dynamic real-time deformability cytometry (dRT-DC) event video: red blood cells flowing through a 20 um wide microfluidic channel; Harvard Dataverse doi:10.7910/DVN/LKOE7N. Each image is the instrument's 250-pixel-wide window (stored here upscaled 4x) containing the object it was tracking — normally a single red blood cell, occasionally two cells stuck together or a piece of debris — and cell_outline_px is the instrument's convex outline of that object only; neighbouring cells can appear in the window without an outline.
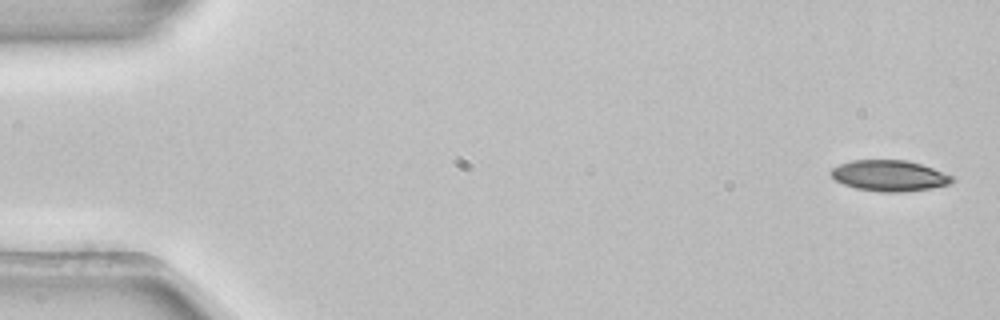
{"species": "common noctule bat (a hibernating species)", "species_latin": "Nyctalus noctula", "temperature_condition": "room temperature", "stored_images_in_passage": 4, "camera_frame_rate_fps": 3000, "um_per_image_px": 0.085, "animal": {"sex": "female", "body_mass_g": 22.7, "forearm_length_mm": 54.2}, "frame": {"image": 1, "passage_image": 1, "time_ms": 0.0, "image_size_px": [1000, 320], "cell_outline_px": [[956, 180], [948, 184], [932, 188], [904, 192], [884, 192], [856, 188], [844, 184], [836, 180], [828, 172], [832, 168], [840, 164], [852, 160], [904, 160], [920, 164], [932, 168], [952, 176]], "centroid_in_image_um": [75.58, 14.93], "position_along_channel_um": 9.4, "area_um2": 21.68}}
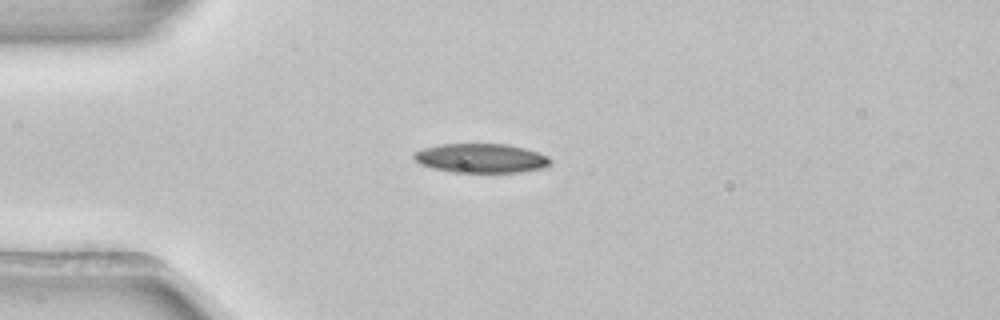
{"frame": {"image": 2, "passage_image": 4, "time_ms": 1.0, "image_size_px": [1000, 320], "cell_outline_px": [[552, 164], [544, 168], [520, 172], [452, 172], [432, 168], [420, 164], [412, 156], [416, 152], [424, 148], [440, 144], [508, 144], [524, 148], [548, 156], [552, 160]], "centroid_in_image_um": [40.92, 13.45], "position_along_channel_um": 44.1, "area_um2": 23.24}}